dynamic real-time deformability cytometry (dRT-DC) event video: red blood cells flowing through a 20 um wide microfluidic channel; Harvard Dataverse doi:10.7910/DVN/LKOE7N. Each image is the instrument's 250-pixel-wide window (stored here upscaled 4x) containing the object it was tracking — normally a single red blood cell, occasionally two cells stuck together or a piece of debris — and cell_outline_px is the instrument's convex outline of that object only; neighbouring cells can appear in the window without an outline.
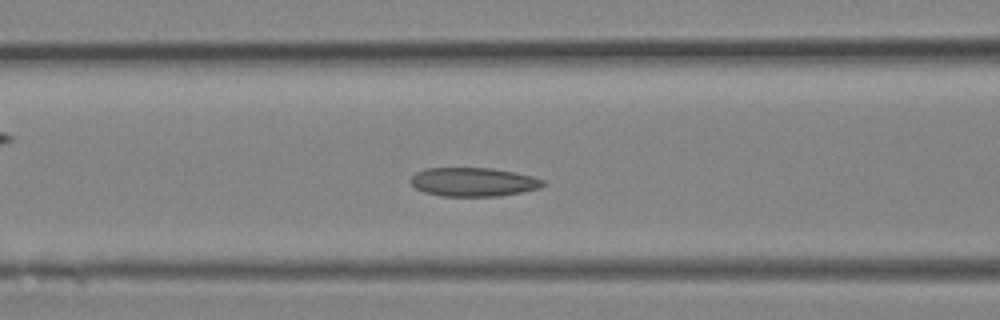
{"species": "Egyptian fruit bat (a non-hibernating species)", "species_latin": "Rousettus aegyptiacus", "temperature_condition": "room temperature", "stored_images_in_passage": 14, "camera_frame_rate_fps": 3000, "um_per_image_px": 0.085, "animal": {"sex": "female"}, "frame": {"image": 1, "passage_image": 10, "time_ms": 3.0, "image_size_px": [1000, 320], "cell_outline_px": [[544, 184], [540, 188], [524, 192], [500, 196], [440, 196], [424, 192], [416, 188], [408, 180], [416, 172], [424, 168], [492, 168], [532, 176], [544, 180]], "centroid_in_image_um": [40.22, 15.47], "position_along_channel_um": 126.4, "area_um2": 22.31}}
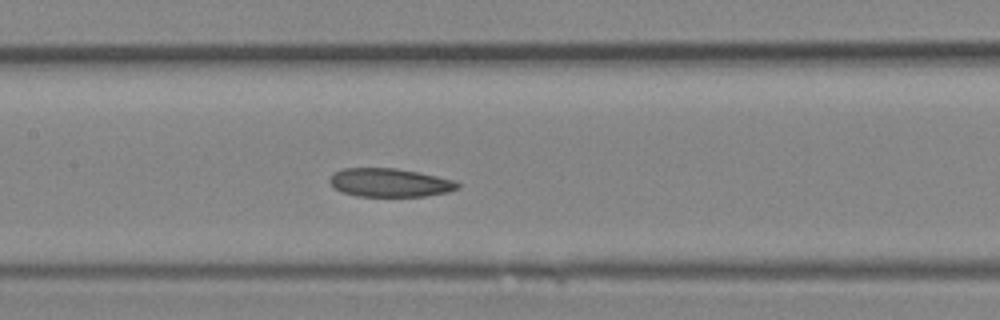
{"frame": {"image": 2, "passage_image": 12, "time_ms": 3.667, "image_size_px": [1000, 320], "cell_outline_px": [[460, 188], [448, 192], [424, 196], [356, 196], [344, 192], [336, 188], [328, 180], [340, 168], [396, 168], [456, 180], [460, 184]], "centroid_in_image_um": [33.17, 15.52], "position_along_channel_um": 174.2, "area_um2": 21.1}}
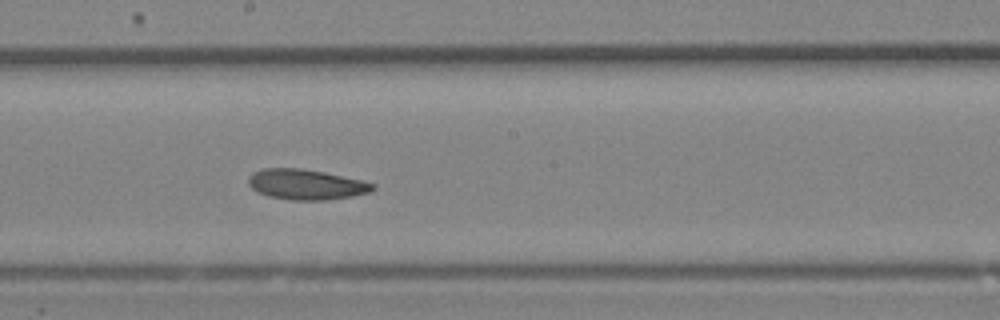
{"frame": {"image": 3, "passage_image": 14, "time_ms": 4.333, "image_size_px": [1000, 320], "cell_outline_px": [[376, 188], [368, 192], [352, 196], [324, 200], [288, 200], [268, 196], [256, 192], [248, 184], [248, 176], [252, 172], [264, 168], [300, 168], [324, 172], [360, 180], [376, 184]], "centroid_in_image_um": [25.97, 15.68], "position_along_channel_um": 222.2, "area_um2": 22.02}}